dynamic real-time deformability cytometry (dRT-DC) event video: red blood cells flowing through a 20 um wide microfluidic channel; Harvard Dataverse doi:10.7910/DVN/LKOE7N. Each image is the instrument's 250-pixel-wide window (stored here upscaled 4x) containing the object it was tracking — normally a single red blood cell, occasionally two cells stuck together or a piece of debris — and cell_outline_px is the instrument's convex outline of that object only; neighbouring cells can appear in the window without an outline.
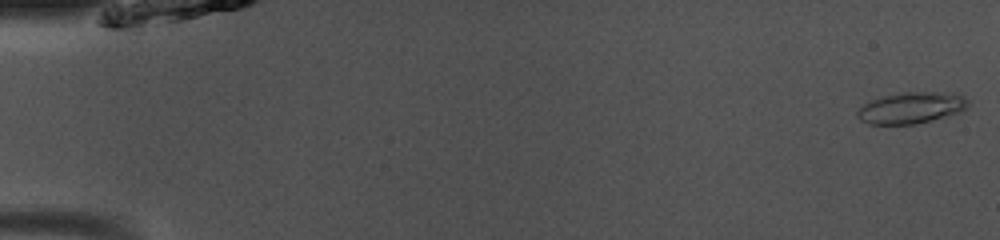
{"species": "common noctule bat (a hibernating species)", "species_latin": "Nyctalus noctula", "temperature_condition": "room temperature", "stored_images_in_passage": 49, "camera_frame_rate_fps": 3000, "um_per_image_px": 0.085, "animal": {"sex": "male", "body_mass_g": 13.0, "forearm_length_mm": 53.1}, "frame": {"image": 1, "passage_image": 1, "time_ms": 0.0, "image_size_px": [1000, 240], "cell_outline_px": [[968, 108], [960, 112], [912, 124], [868, 124], [860, 120], [856, 116], [856, 112], [864, 104], [872, 100], [884, 96], [904, 92], [956, 92], [964, 96], [968, 100]], "centroid_in_image_um": [77.48, 9.15], "position_along_channel_um": 7.5, "area_um2": 20.11}}
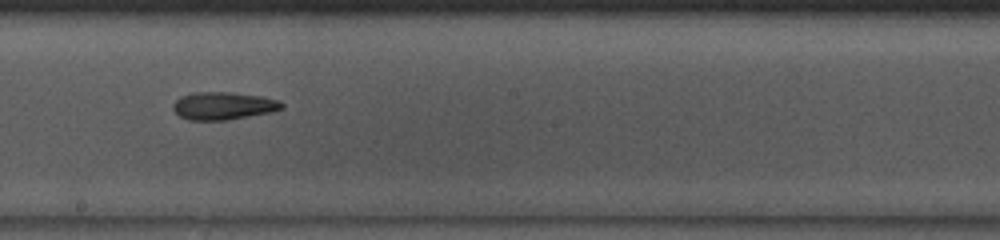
{"frame": {"image": 2, "passage_image": 28, "time_ms": 9.0, "image_size_px": [1000, 240], "cell_outline_px": [[284, 108], [272, 112], [228, 120], [188, 120], [180, 116], [172, 108], [172, 104], [180, 96], [196, 92], [232, 92], [260, 96], [280, 100], [284, 104]], "centroid_in_image_um": [19.0, 8.99], "position_along_channel_um": 229.2, "area_um2": 17.69}}
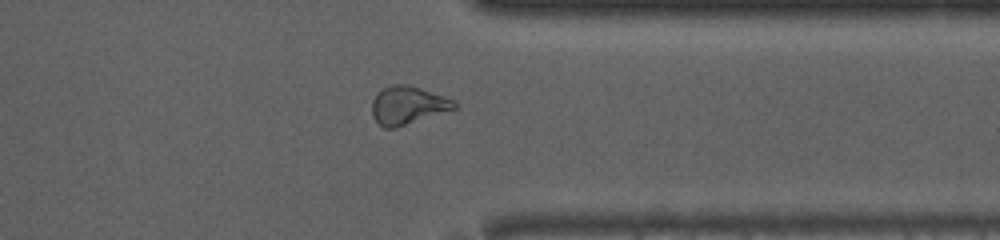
{"frame": {"image": 3, "passage_image": 39, "time_ms": 12.667, "image_size_px": [1000, 240], "cell_outline_px": [[456, 108], [396, 128], [384, 128], [372, 116], [372, 100], [384, 88], [392, 84], [408, 84], [444, 96], [452, 100], [456, 104]], "centroid_in_image_um": [34.64, 8.95], "position_along_channel_um": 376.8, "area_um2": 17.98}, "authors_computed_cell_mechanics": {"area_um2": 18.3804, "velocity_mm_per_s": 4.0795, "shape_relaxation_time_tau1_ms": 3.3957, "shape_relaxation_time_tau2_ms": 5.533, "deformation_change_tau1": 0.1226, "deformation_change_tau2": 0.1429}}